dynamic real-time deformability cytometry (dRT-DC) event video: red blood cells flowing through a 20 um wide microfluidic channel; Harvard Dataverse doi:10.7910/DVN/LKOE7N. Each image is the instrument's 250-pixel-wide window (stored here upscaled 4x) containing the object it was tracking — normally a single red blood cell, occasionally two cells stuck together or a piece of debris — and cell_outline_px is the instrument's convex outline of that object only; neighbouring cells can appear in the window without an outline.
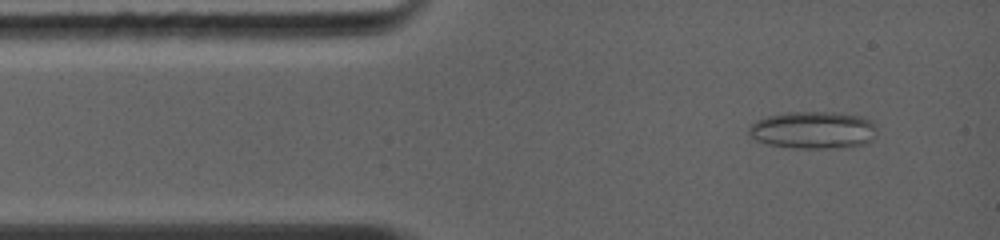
{"species": "common noctule bat (a hibernating species)", "species_latin": "Nyctalus noctula", "temperature_condition": "warm", "stored_images_in_passage": 40, "camera_frame_rate_fps": 5000, "um_per_image_px": 0.085, "animal": {"sex": "female", "body_mass_g": 19.0, "forearm_length_mm": 56.7}, "frame": {"image": 1, "passage_image": 2, "time_ms": 0.6, "image_size_px": [1000, 240], "cell_outline_px": [[876, 128], [872, 140], [864, 144], [848, 148], [792, 148], [768, 144], [756, 140], [748, 132], [748, 128], [756, 120], [768, 116], [788, 112], [832, 112], [864, 116], [872, 120], [876, 124]], "centroid_in_image_um": [69.16, 11.06], "position_along_channel_um": 15.8, "area_um2": 28.15}}
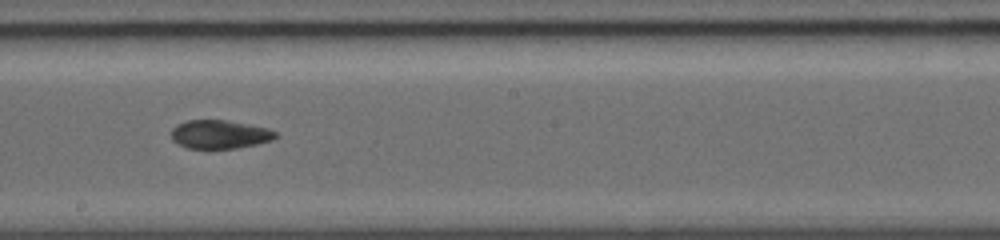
{"frame": {"image": 2, "passage_image": 21, "time_ms": 6.4, "image_size_px": [1000, 240], "cell_outline_px": [[280, 136], [272, 140], [256, 144], [236, 148], [188, 148], [172, 140], [172, 128], [176, 124], [184, 120], [228, 120], [268, 128], [276, 132]], "centroid_in_image_um": [18.69, 11.4], "position_along_channel_um": 229.5, "area_um2": 17.4}}
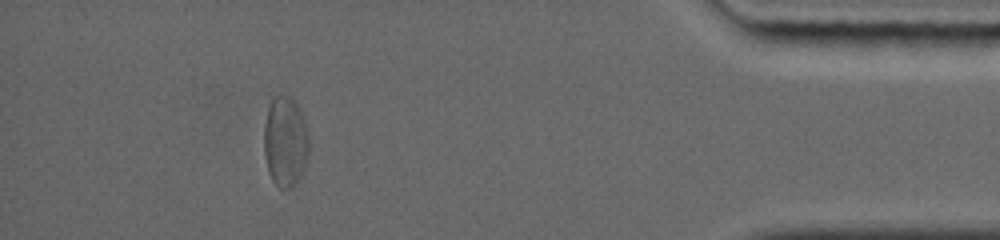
{"frame": {"image": 3, "passage_image": 35, "time_ms": 11.8, "image_size_px": [1000, 240], "cell_outline_px": [[308, 152], [300, 176], [288, 188], [280, 188], [272, 180], [268, 168], [264, 152], [264, 124], [268, 108], [272, 96], [288, 96], [300, 108], [308, 132]], "centroid_in_image_um": [24.23, 11.98], "position_along_channel_um": 411.0, "area_um2": 23.24}}